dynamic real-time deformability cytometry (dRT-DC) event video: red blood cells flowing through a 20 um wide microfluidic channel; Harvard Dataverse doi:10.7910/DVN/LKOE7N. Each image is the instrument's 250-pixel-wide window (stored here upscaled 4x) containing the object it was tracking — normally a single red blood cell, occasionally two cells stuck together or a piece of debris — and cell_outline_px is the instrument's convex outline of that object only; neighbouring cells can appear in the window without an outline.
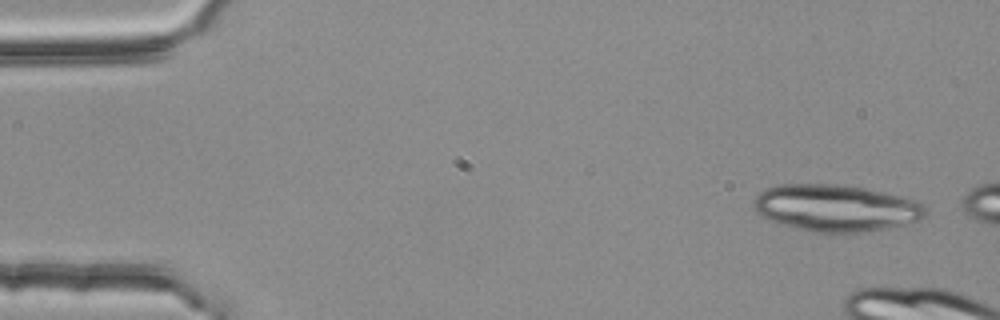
{"species": "common noctule bat (a hibernating species)", "species_latin": "Nyctalus noctula", "temperature_condition": "room temperature", "stored_images_in_passage": 3, "camera_frame_rate_fps": 3000, "um_per_image_px": 0.085, "animal": {"sex": "female", "body_mass_g": 25.1}, "frame": {"image": 1, "passage_image": 1, "time_ms": 0.0, "image_size_px": [1000, 320], "cell_outline_px": [[928, 212], [924, 216], [916, 220], [888, 228], [840, 236], [812, 232], [780, 224], [768, 220], [756, 212], [752, 204], [756, 196], [764, 188], [776, 184], [836, 184], [864, 188], [884, 192], [916, 200], [928, 208]], "centroid_in_image_um": [71.01, 17.7], "position_along_channel_um": 14.0, "area_um2": 47.74}}